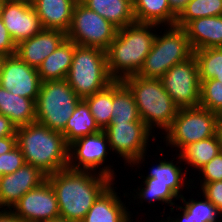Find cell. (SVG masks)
I'll return each mask as SVG.
<instances>
[{
  "instance_id": "obj_1",
  "label": "cell",
  "mask_w": 222,
  "mask_h": 222,
  "mask_svg": "<svg viewBox=\"0 0 222 222\" xmlns=\"http://www.w3.org/2000/svg\"><path fill=\"white\" fill-rule=\"evenodd\" d=\"M59 205L60 218L82 222L99 195L113 182L93 171L65 168L47 176Z\"/></svg>"
},
{
  "instance_id": "obj_2",
  "label": "cell",
  "mask_w": 222,
  "mask_h": 222,
  "mask_svg": "<svg viewBox=\"0 0 222 222\" xmlns=\"http://www.w3.org/2000/svg\"><path fill=\"white\" fill-rule=\"evenodd\" d=\"M159 27L156 24L135 21L117 30L115 39L105 50L108 71L115 81L137 75L151 50L155 30Z\"/></svg>"
},
{
  "instance_id": "obj_3",
  "label": "cell",
  "mask_w": 222,
  "mask_h": 222,
  "mask_svg": "<svg viewBox=\"0 0 222 222\" xmlns=\"http://www.w3.org/2000/svg\"><path fill=\"white\" fill-rule=\"evenodd\" d=\"M16 145L25 162L47 176L68 166L69 145L64 135L37 122L17 127Z\"/></svg>"
},
{
  "instance_id": "obj_4",
  "label": "cell",
  "mask_w": 222,
  "mask_h": 222,
  "mask_svg": "<svg viewBox=\"0 0 222 222\" xmlns=\"http://www.w3.org/2000/svg\"><path fill=\"white\" fill-rule=\"evenodd\" d=\"M122 82L134 96L140 119L151 131L157 127L165 132L171 126L179 107L166 92L161 80L132 75Z\"/></svg>"
},
{
  "instance_id": "obj_5",
  "label": "cell",
  "mask_w": 222,
  "mask_h": 222,
  "mask_svg": "<svg viewBox=\"0 0 222 222\" xmlns=\"http://www.w3.org/2000/svg\"><path fill=\"white\" fill-rule=\"evenodd\" d=\"M65 80L81 99L108 87L115 80L108 71L106 51L75 43L71 67Z\"/></svg>"
},
{
  "instance_id": "obj_6",
  "label": "cell",
  "mask_w": 222,
  "mask_h": 222,
  "mask_svg": "<svg viewBox=\"0 0 222 222\" xmlns=\"http://www.w3.org/2000/svg\"><path fill=\"white\" fill-rule=\"evenodd\" d=\"M162 34L156 32L151 50L137 73L143 78L160 79L172 66L190 58L194 51L186 31L177 26H166Z\"/></svg>"
},
{
  "instance_id": "obj_7",
  "label": "cell",
  "mask_w": 222,
  "mask_h": 222,
  "mask_svg": "<svg viewBox=\"0 0 222 222\" xmlns=\"http://www.w3.org/2000/svg\"><path fill=\"white\" fill-rule=\"evenodd\" d=\"M81 100L66 80L41 82L36 122L65 136L66 124Z\"/></svg>"
},
{
  "instance_id": "obj_8",
  "label": "cell",
  "mask_w": 222,
  "mask_h": 222,
  "mask_svg": "<svg viewBox=\"0 0 222 222\" xmlns=\"http://www.w3.org/2000/svg\"><path fill=\"white\" fill-rule=\"evenodd\" d=\"M219 115L197 107L179 108L171 126L165 131L166 146L177 147L180 153L186 146L216 135Z\"/></svg>"
},
{
  "instance_id": "obj_9",
  "label": "cell",
  "mask_w": 222,
  "mask_h": 222,
  "mask_svg": "<svg viewBox=\"0 0 222 222\" xmlns=\"http://www.w3.org/2000/svg\"><path fill=\"white\" fill-rule=\"evenodd\" d=\"M118 28L98 13L83 5L79 0L74 6L68 40L80 46L106 50L115 39Z\"/></svg>"
},
{
  "instance_id": "obj_10",
  "label": "cell",
  "mask_w": 222,
  "mask_h": 222,
  "mask_svg": "<svg viewBox=\"0 0 222 222\" xmlns=\"http://www.w3.org/2000/svg\"><path fill=\"white\" fill-rule=\"evenodd\" d=\"M104 131L112 152H117L131 167H137L145 161L150 137L155 140L143 121L110 123Z\"/></svg>"
},
{
  "instance_id": "obj_11",
  "label": "cell",
  "mask_w": 222,
  "mask_h": 222,
  "mask_svg": "<svg viewBox=\"0 0 222 222\" xmlns=\"http://www.w3.org/2000/svg\"><path fill=\"white\" fill-rule=\"evenodd\" d=\"M160 80L179 108L199 106L201 83L198 62L194 54L172 66Z\"/></svg>"
},
{
  "instance_id": "obj_12",
  "label": "cell",
  "mask_w": 222,
  "mask_h": 222,
  "mask_svg": "<svg viewBox=\"0 0 222 222\" xmlns=\"http://www.w3.org/2000/svg\"><path fill=\"white\" fill-rule=\"evenodd\" d=\"M108 150L111 151V148L104 130L79 138L69 144L67 168L97 172L99 167L98 173L114 180L117 175L114 174L113 166L103 165L107 154L110 155Z\"/></svg>"
},
{
  "instance_id": "obj_13",
  "label": "cell",
  "mask_w": 222,
  "mask_h": 222,
  "mask_svg": "<svg viewBox=\"0 0 222 222\" xmlns=\"http://www.w3.org/2000/svg\"><path fill=\"white\" fill-rule=\"evenodd\" d=\"M10 210L24 222H44L60 218L56 194L48 180L28 191Z\"/></svg>"
},
{
  "instance_id": "obj_14",
  "label": "cell",
  "mask_w": 222,
  "mask_h": 222,
  "mask_svg": "<svg viewBox=\"0 0 222 222\" xmlns=\"http://www.w3.org/2000/svg\"><path fill=\"white\" fill-rule=\"evenodd\" d=\"M0 85L13 93L37 101L41 80L36 68L22 61L17 55L3 58Z\"/></svg>"
},
{
  "instance_id": "obj_15",
  "label": "cell",
  "mask_w": 222,
  "mask_h": 222,
  "mask_svg": "<svg viewBox=\"0 0 222 222\" xmlns=\"http://www.w3.org/2000/svg\"><path fill=\"white\" fill-rule=\"evenodd\" d=\"M1 19L16 45L44 29L31 1L27 0H5Z\"/></svg>"
},
{
  "instance_id": "obj_16",
  "label": "cell",
  "mask_w": 222,
  "mask_h": 222,
  "mask_svg": "<svg viewBox=\"0 0 222 222\" xmlns=\"http://www.w3.org/2000/svg\"><path fill=\"white\" fill-rule=\"evenodd\" d=\"M45 180L46 174L27 163L14 173L0 176V210L11 209L22 196Z\"/></svg>"
},
{
  "instance_id": "obj_17",
  "label": "cell",
  "mask_w": 222,
  "mask_h": 222,
  "mask_svg": "<svg viewBox=\"0 0 222 222\" xmlns=\"http://www.w3.org/2000/svg\"><path fill=\"white\" fill-rule=\"evenodd\" d=\"M66 38V33L61 30L43 29L16 45V55L29 66L38 69Z\"/></svg>"
},
{
  "instance_id": "obj_18",
  "label": "cell",
  "mask_w": 222,
  "mask_h": 222,
  "mask_svg": "<svg viewBox=\"0 0 222 222\" xmlns=\"http://www.w3.org/2000/svg\"><path fill=\"white\" fill-rule=\"evenodd\" d=\"M112 182L95 200L82 222H127L131 211L115 192Z\"/></svg>"
},
{
  "instance_id": "obj_19",
  "label": "cell",
  "mask_w": 222,
  "mask_h": 222,
  "mask_svg": "<svg viewBox=\"0 0 222 222\" xmlns=\"http://www.w3.org/2000/svg\"><path fill=\"white\" fill-rule=\"evenodd\" d=\"M78 0H31L44 29L67 32Z\"/></svg>"
},
{
  "instance_id": "obj_20",
  "label": "cell",
  "mask_w": 222,
  "mask_h": 222,
  "mask_svg": "<svg viewBox=\"0 0 222 222\" xmlns=\"http://www.w3.org/2000/svg\"><path fill=\"white\" fill-rule=\"evenodd\" d=\"M183 29L193 51L222 47V15L192 20Z\"/></svg>"
},
{
  "instance_id": "obj_21",
  "label": "cell",
  "mask_w": 222,
  "mask_h": 222,
  "mask_svg": "<svg viewBox=\"0 0 222 222\" xmlns=\"http://www.w3.org/2000/svg\"><path fill=\"white\" fill-rule=\"evenodd\" d=\"M0 114L8 117L16 127L36 122V101L14 95L0 85Z\"/></svg>"
},
{
  "instance_id": "obj_22",
  "label": "cell",
  "mask_w": 222,
  "mask_h": 222,
  "mask_svg": "<svg viewBox=\"0 0 222 222\" xmlns=\"http://www.w3.org/2000/svg\"><path fill=\"white\" fill-rule=\"evenodd\" d=\"M75 42L67 38L38 67L41 82L65 80L70 70Z\"/></svg>"
},
{
  "instance_id": "obj_23",
  "label": "cell",
  "mask_w": 222,
  "mask_h": 222,
  "mask_svg": "<svg viewBox=\"0 0 222 222\" xmlns=\"http://www.w3.org/2000/svg\"><path fill=\"white\" fill-rule=\"evenodd\" d=\"M177 158H179L178 161H174L173 160H169L166 161V159H164V156L162 157L163 160H159V163L156 164V166H152V168H150V174H147L145 176V180L143 181V183H161V184H167L168 187L179 197L181 198L183 195L181 194L180 191H183V188H188L186 187L188 184L193 183V181L191 179H189L188 181H186V177H187V167L183 168L185 169L186 173L182 172V166L180 167V165H177L179 163H181L182 159L181 156L179 154H177ZM185 180V181H184ZM191 181V182H190ZM190 182V183H189ZM183 186V187H182ZM182 188V189H181Z\"/></svg>"
},
{
  "instance_id": "obj_24",
  "label": "cell",
  "mask_w": 222,
  "mask_h": 222,
  "mask_svg": "<svg viewBox=\"0 0 222 222\" xmlns=\"http://www.w3.org/2000/svg\"><path fill=\"white\" fill-rule=\"evenodd\" d=\"M115 27L123 28L135 22L133 0H79Z\"/></svg>"
},
{
  "instance_id": "obj_25",
  "label": "cell",
  "mask_w": 222,
  "mask_h": 222,
  "mask_svg": "<svg viewBox=\"0 0 222 222\" xmlns=\"http://www.w3.org/2000/svg\"><path fill=\"white\" fill-rule=\"evenodd\" d=\"M133 10L136 22L162 27L176 24L177 17L171 12L168 0H133Z\"/></svg>"
},
{
  "instance_id": "obj_26",
  "label": "cell",
  "mask_w": 222,
  "mask_h": 222,
  "mask_svg": "<svg viewBox=\"0 0 222 222\" xmlns=\"http://www.w3.org/2000/svg\"><path fill=\"white\" fill-rule=\"evenodd\" d=\"M112 120L110 123L136 122L140 119L132 92L122 81L112 83Z\"/></svg>"
},
{
  "instance_id": "obj_27",
  "label": "cell",
  "mask_w": 222,
  "mask_h": 222,
  "mask_svg": "<svg viewBox=\"0 0 222 222\" xmlns=\"http://www.w3.org/2000/svg\"><path fill=\"white\" fill-rule=\"evenodd\" d=\"M100 130L90 112L89 106L82 99L66 124L64 137L69 145L79 138L97 133Z\"/></svg>"
},
{
  "instance_id": "obj_28",
  "label": "cell",
  "mask_w": 222,
  "mask_h": 222,
  "mask_svg": "<svg viewBox=\"0 0 222 222\" xmlns=\"http://www.w3.org/2000/svg\"><path fill=\"white\" fill-rule=\"evenodd\" d=\"M222 151L217 134L186 146L179 155L182 162L199 170ZM196 168V169H195Z\"/></svg>"
},
{
  "instance_id": "obj_29",
  "label": "cell",
  "mask_w": 222,
  "mask_h": 222,
  "mask_svg": "<svg viewBox=\"0 0 222 222\" xmlns=\"http://www.w3.org/2000/svg\"><path fill=\"white\" fill-rule=\"evenodd\" d=\"M198 62L199 79H216L222 82V47H210L194 51Z\"/></svg>"
},
{
  "instance_id": "obj_30",
  "label": "cell",
  "mask_w": 222,
  "mask_h": 222,
  "mask_svg": "<svg viewBox=\"0 0 222 222\" xmlns=\"http://www.w3.org/2000/svg\"><path fill=\"white\" fill-rule=\"evenodd\" d=\"M89 106L96 124L104 130L112 120V83L105 89L83 99Z\"/></svg>"
},
{
  "instance_id": "obj_31",
  "label": "cell",
  "mask_w": 222,
  "mask_h": 222,
  "mask_svg": "<svg viewBox=\"0 0 222 222\" xmlns=\"http://www.w3.org/2000/svg\"><path fill=\"white\" fill-rule=\"evenodd\" d=\"M222 15V0H190L175 26L184 28L190 21Z\"/></svg>"
},
{
  "instance_id": "obj_32",
  "label": "cell",
  "mask_w": 222,
  "mask_h": 222,
  "mask_svg": "<svg viewBox=\"0 0 222 222\" xmlns=\"http://www.w3.org/2000/svg\"><path fill=\"white\" fill-rule=\"evenodd\" d=\"M144 187L137 188L136 193L137 195H134V199L140 200L141 204L144 202H148V205L151 203L152 205L155 203V201H160V203L163 202L165 205L169 204L171 206V212L174 210L175 202H173L174 199H179V197L168 187L167 184H161V183H144L142 185ZM142 200V201H141Z\"/></svg>"
},
{
  "instance_id": "obj_33",
  "label": "cell",
  "mask_w": 222,
  "mask_h": 222,
  "mask_svg": "<svg viewBox=\"0 0 222 222\" xmlns=\"http://www.w3.org/2000/svg\"><path fill=\"white\" fill-rule=\"evenodd\" d=\"M199 106L222 116V82L216 79L200 80Z\"/></svg>"
},
{
  "instance_id": "obj_34",
  "label": "cell",
  "mask_w": 222,
  "mask_h": 222,
  "mask_svg": "<svg viewBox=\"0 0 222 222\" xmlns=\"http://www.w3.org/2000/svg\"><path fill=\"white\" fill-rule=\"evenodd\" d=\"M203 197L204 199L201 201H196L193 198L186 201V198L182 196L180 198L183 203L182 208L189 213V218L202 219L203 222H217L218 217L220 215L222 217V213L205 196Z\"/></svg>"
},
{
  "instance_id": "obj_35",
  "label": "cell",
  "mask_w": 222,
  "mask_h": 222,
  "mask_svg": "<svg viewBox=\"0 0 222 222\" xmlns=\"http://www.w3.org/2000/svg\"><path fill=\"white\" fill-rule=\"evenodd\" d=\"M25 163L24 156L16 145L10 152L0 155V176L14 173Z\"/></svg>"
},
{
  "instance_id": "obj_36",
  "label": "cell",
  "mask_w": 222,
  "mask_h": 222,
  "mask_svg": "<svg viewBox=\"0 0 222 222\" xmlns=\"http://www.w3.org/2000/svg\"><path fill=\"white\" fill-rule=\"evenodd\" d=\"M198 171L203 178L200 183L222 181V151Z\"/></svg>"
},
{
  "instance_id": "obj_37",
  "label": "cell",
  "mask_w": 222,
  "mask_h": 222,
  "mask_svg": "<svg viewBox=\"0 0 222 222\" xmlns=\"http://www.w3.org/2000/svg\"><path fill=\"white\" fill-rule=\"evenodd\" d=\"M202 194L222 213V181L201 183Z\"/></svg>"
},
{
  "instance_id": "obj_38",
  "label": "cell",
  "mask_w": 222,
  "mask_h": 222,
  "mask_svg": "<svg viewBox=\"0 0 222 222\" xmlns=\"http://www.w3.org/2000/svg\"><path fill=\"white\" fill-rule=\"evenodd\" d=\"M16 55V44L0 18V56L3 58Z\"/></svg>"
},
{
  "instance_id": "obj_39",
  "label": "cell",
  "mask_w": 222,
  "mask_h": 222,
  "mask_svg": "<svg viewBox=\"0 0 222 222\" xmlns=\"http://www.w3.org/2000/svg\"><path fill=\"white\" fill-rule=\"evenodd\" d=\"M16 125L6 116L0 114V138L16 136Z\"/></svg>"
},
{
  "instance_id": "obj_40",
  "label": "cell",
  "mask_w": 222,
  "mask_h": 222,
  "mask_svg": "<svg viewBox=\"0 0 222 222\" xmlns=\"http://www.w3.org/2000/svg\"><path fill=\"white\" fill-rule=\"evenodd\" d=\"M16 146V136L0 138V155L10 152Z\"/></svg>"
},
{
  "instance_id": "obj_41",
  "label": "cell",
  "mask_w": 222,
  "mask_h": 222,
  "mask_svg": "<svg viewBox=\"0 0 222 222\" xmlns=\"http://www.w3.org/2000/svg\"><path fill=\"white\" fill-rule=\"evenodd\" d=\"M190 0H168L171 12L178 18Z\"/></svg>"
},
{
  "instance_id": "obj_42",
  "label": "cell",
  "mask_w": 222,
  "mask_h": 222,
  "mask_svg": "<svg viewBox=\"0 0 222 222\" xmlns=\"http://www.w3.org/2000/svg\"><path fill=\"white\" fill-rule=\"evenodd\" d=\"M0 222H24L20 217L16 216L10 209H1Z\"/></svg>"
},
{
  "instance_id": "obj_43",
  "label": "cell",
  "mask_w": 222,
  "mask_h": 222,
  "mask_svg": "<svg viewBox=\"0 0 222 222\" xmlns=\"http://www.w3.org/2000/svg\"><path fill=\"white\" fill-rule=\"evenodd\" d=\"M179 209V210H183V213L182 215H180L178 218H176L175 220H173L174 218L172 217V221L173 222H203L202 219H197V218H189V213L184 209L182 208V206L180 205H176V210Z\"/></svg>"
},
{
  "instance_id": "obj_44",
  "label": "cell",
  "mask_w": 222,
  "mask_h": 222,
  "mask_svg": "<svg viewBox=\"0 0 222 222\" xmlns=\"http://www.w3.org/2000/svg\"><path fill=\"white\" fill-rule=\"evenodd\" d=\"M216 134L218 136L219 143H220L221 149H222V116H220L218 119Z\"/></svg>"
},
{
  "instance_id": "obj_45",
  "label": "cell",
  "mask_w": 222,
  "mask_h": 222,
  "mask_svg": "<svg viewBox=\"0 0 222 222\" xmlns=\"http://www.w3.org/2000/svg\"><path fill=\"white\" fill-rule=\"evenodd\" d=\"M132 220V221H131ZM127 222H133V219H131V217L128 219V221ZM156 222V221H155ZM157 222H173L172 221V219H171V217H170V215H169V217H167V220H162L161 219V221L159 220V221H157Z\"/></svg>"
},
{
  "instance_id": "obj_46",
  "label": "cell",
  "mask_w": 222,
  "mask_h": 222,
  "mask_svg": "<svg viewBox=\"0 0 222 222\" xmlns=\"http://www.w3.org/2000/svg\"><path fill=\"white\" fill-rule=\"evenodd\" d=\"M44 222H69L65 219H62V218H58V219H55V220H49V221H44Z\"/></svg>"
},
{
  "instance_id": "obj_47",
  "label": "cell",
  "mask_w": 222,
  "mask_h": 222,
  "mask_svg": "<svg viewBox=\"0 0 222 222\" xmlns=\"http://www.w3.org/2000/svg\"><path fill=\"white\" fill-rule=\"evenodd\" d=\"M5 0H0V18H1V10H2V6Z\"/></svg>"
},
{
  "instance_id": "obj_48",
  "label": "cell",
  "mask_w": 222,
  "mask_h": 222,
  "mask_svg": "<svg viewBox=\"0 0 222 222\" xmlns=\"http://www.w3.org/2000/svg\"><path fill=\"white\" fill-rule=\"evenodd\" d=\"M2 61H3V57L0 56V69H1V64H2Z\"/></svg>"
}]
</instances>
